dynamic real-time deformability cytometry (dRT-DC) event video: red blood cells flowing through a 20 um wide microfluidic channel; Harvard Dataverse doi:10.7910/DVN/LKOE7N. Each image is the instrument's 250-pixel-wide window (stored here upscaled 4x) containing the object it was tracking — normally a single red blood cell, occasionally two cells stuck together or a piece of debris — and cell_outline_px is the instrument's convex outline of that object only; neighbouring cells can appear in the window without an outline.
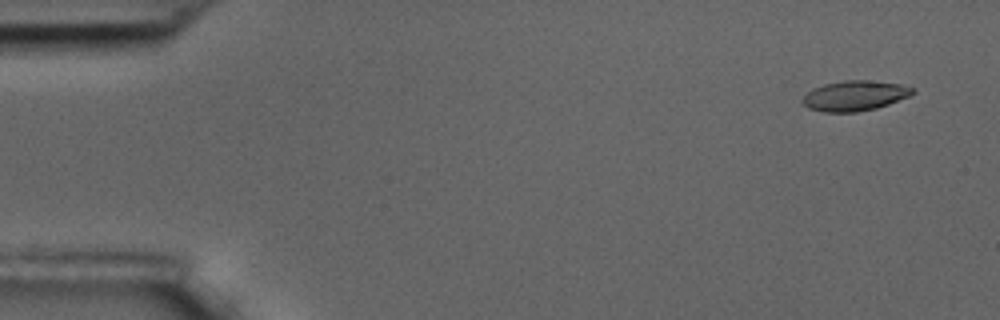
{"species": "common noctule bat (a hibernating species)", "species_latin": "Nyctalus noctula", "temperature_condition": "room temperature", "stored_images_in_passage": 5, "camera_frame_rate_fps": 3000, "um_per_image_px": 0.085, "animal": {"sex": "male", "body_mass_g": 17.5, "forearm_length_mm": 52.3}, "frame": {"image": 1, "passage_image": 1, "time_ms": 0.0, "image_size_px": [1000, 320], "cell_outline_px": [[916, 92], [908, 96], [888, 104], [876, 108], [856, 112], [824, 112], [808, 108], [800, 100], [812, 88], [824, 84], [844, 80], [864, 80], [900, 84], [916, 88]], "centroid_in_image_um": [72.64, 8.13], "position_along_channel_um": 12.4, "area_um2": 19.31}}
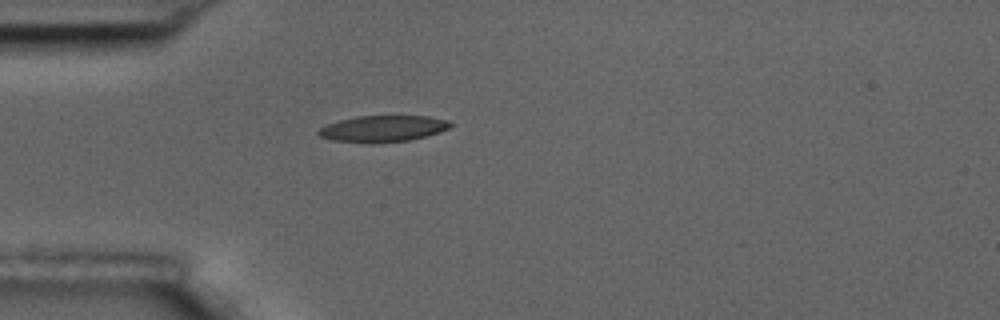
{"frame": {"image": 2, "passage_image": 5, "time_ms": 1.333, "image_size_px": [1000, 320], "cell_outline_px": [[452, 124], [448, 128], [440, 132], [408, 140], [372, 144], [332, 140], [320, 136], [316, 132], [320, 128], [328, 124], [340, 120], [356, 116], [428, 116], [448, 120]], "centroid_in_image_um": [32.52, 10.94], "position_along_channel_um": 52.5, "area_um2": 20.23}}